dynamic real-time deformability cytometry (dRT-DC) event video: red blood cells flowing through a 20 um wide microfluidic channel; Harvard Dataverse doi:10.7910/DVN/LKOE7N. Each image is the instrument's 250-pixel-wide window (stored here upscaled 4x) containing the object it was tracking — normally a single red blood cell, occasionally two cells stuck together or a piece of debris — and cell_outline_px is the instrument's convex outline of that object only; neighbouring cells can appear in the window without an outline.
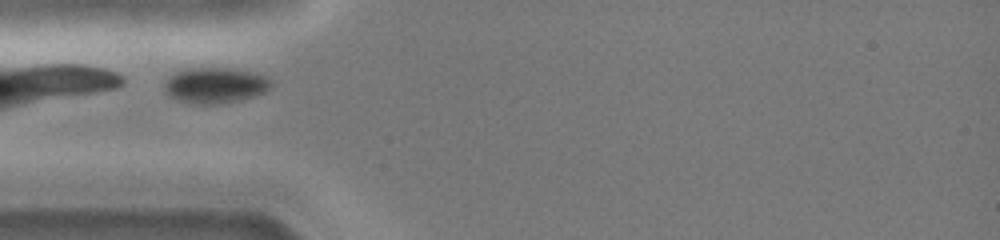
{"species": "common noctule bat (a hibernating species)", "species_latin": "Nyctalus noctula", "temperature_condition": "cold", "stored_images_in_passage": 3, "camera_frame_rate_fps": 3000, "um_per_image_px": 0.085, "animal": {"sex": "female", "body_mass_g": 19.0, "forearm_length_mm": 51.5}, "frame": {"image": 1, "passage_image": 2, "time_ms": 0.333, "image_size_px": [1000, 240], "cell_outline_px": [[272, 84], [264, 92], [256, 96], [216, 104], [192, 104], [168, 96], [164, 88], [164, 84], [176, 72], [188, 68], [228, 68], [268, 76], [272, 80]], "centroid_in_image_um": [18.3, 7.26], "position_along_channel_um": 66.7, "area_um2": 21.91}}